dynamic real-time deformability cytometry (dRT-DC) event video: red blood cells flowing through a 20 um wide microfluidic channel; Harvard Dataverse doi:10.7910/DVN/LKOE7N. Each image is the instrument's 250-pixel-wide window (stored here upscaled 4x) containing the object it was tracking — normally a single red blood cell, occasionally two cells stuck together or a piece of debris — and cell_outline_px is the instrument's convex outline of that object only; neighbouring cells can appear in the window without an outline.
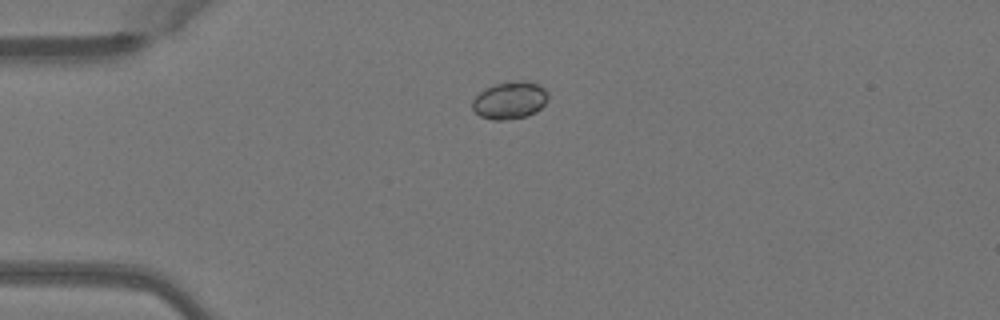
{"species": "Egyptian fruit bat (a non-hibernating species)", "species_latin": "Rousettus aegyptiacus", "temperature_condition": "warm", "stored_images_in_passage": 39, "camera_frame_rate_fps": 3000, "um_per_image_px": 0.085, "animal": {"sex": "female"}, "frame": {"image": 1, "passage_image": 1, "time_ms": 0.0, "image_size_px": [1000, 320], "cell_outline_px": [[548, 100], [536, 112], [528, 116], [500, 120], [492, 120], [480, 116], [472, 108], [472, 100], [484, 88], [496, 84], [516, 80], [528, 80], [540, 84], [548, 92]], "centroid_in_image_um": [43.36, 8.5], "position_along_channel_um": 41.6, "area_um2": 16.7}}
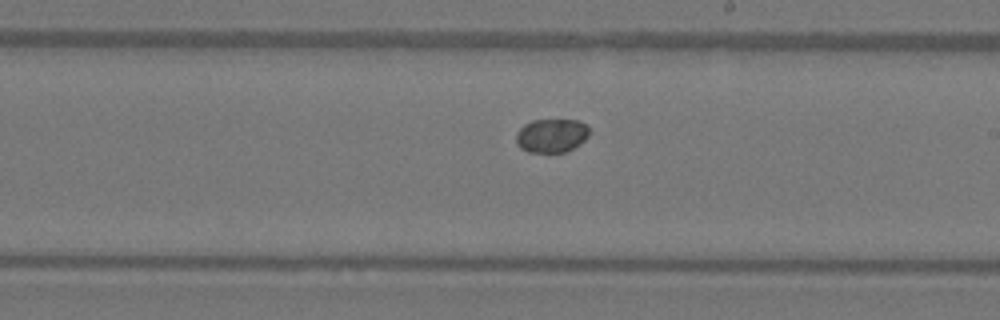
{"frame": {"image": 2, "passage_image": 18, "time_ms": 5.667, "image_size_px": [1000, 320], "cell_outline_px": [[588, 136], [580, 144], [564, 152], [528, 152], [520, 148], [516, 144], [516, 132], [524, 124], [532, 120], [580, 120], [588, 128]], "centroid_in_image_um": [46.84, 11.52], "position_along_channel_um": 242.2, "area_um2": 14.39}}
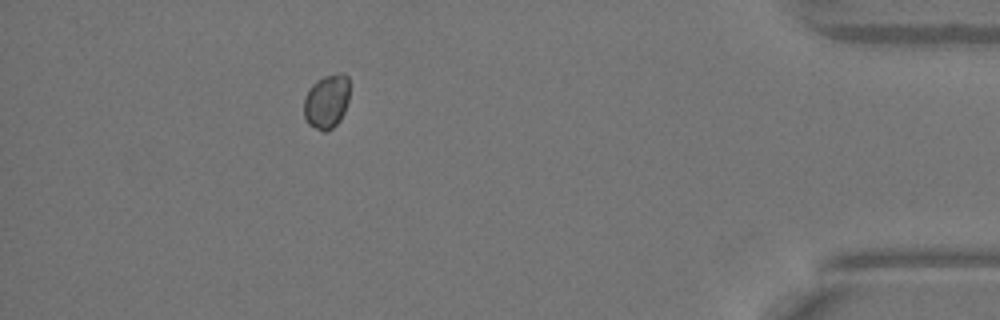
{"frame": {"image": 3, "passage_image": 34, "time_ms": 11.0, "image_size_px": [1000, 320], "cell_outline_px": [[348, 100], [344, 112], [340, 120], [328, 132], [324, 132], [308, 124], [304, 116], [304, 96], [308, 88], [316, 80], [324, 76], [340, 72], [344, 72], [348, 76]], "centroid_in_image_um": [27.75, 8.6], "position_along_channel_um": 407.4, "area_um2": 14.62}}